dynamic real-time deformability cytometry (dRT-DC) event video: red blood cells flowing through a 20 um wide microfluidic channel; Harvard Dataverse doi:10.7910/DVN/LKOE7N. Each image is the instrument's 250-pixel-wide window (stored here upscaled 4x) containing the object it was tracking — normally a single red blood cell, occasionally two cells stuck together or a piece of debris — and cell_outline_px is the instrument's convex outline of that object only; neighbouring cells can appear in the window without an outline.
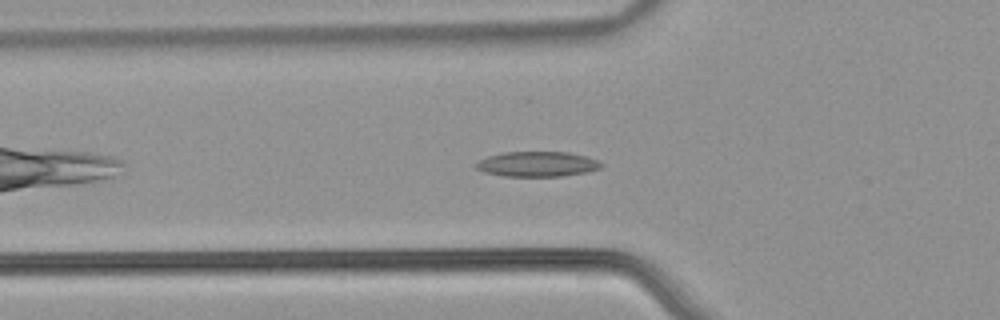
{"species": "common noctule bat (a hibernating species)", "species_latin": "Nyctalus noctula", "temperature_condition": "warm", "stored_images_in_passage": 22, "camera_frame_rate_fps": 3000, "um_per_image_px": 0.085, "animal": {"sex": "male", "body_mass_g": 21.5, "forearm_length_mm": 52.0}, "frame": {"image": 1, "passage_image": 7, "time_ms": 2.0, "image_size_px": [1000, 320], "cell_outline_px": [[604, 164], [600, 168], [588, 172], [560, 176], [504, 176], [484, 172], [476, 168], [472, 164], [488, 156], [504, 152], [568, 152], [600, 160]], "centroid_in_image_um": [45.67, 13.94], "position_along_channel_um": 80.1, "area_um2": 18.38}}
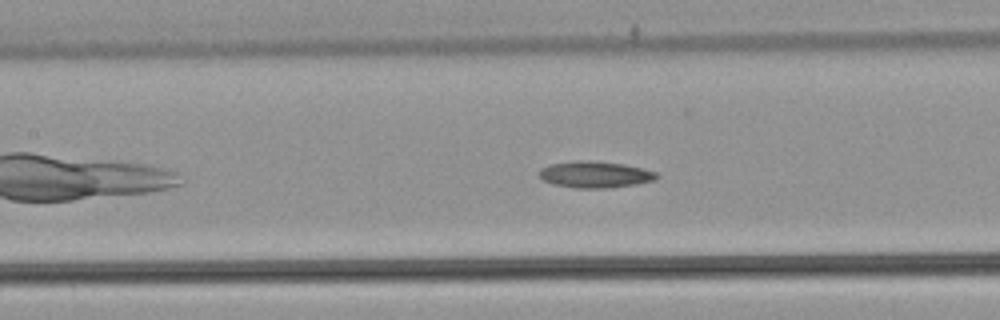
{"frame": {"image": 2, "passage_image": 13, "time_ms": 4.0, "image_size_px": [1000, 320], "cell_outline_px": [[660, 176], [656, 180], [636, 184], [608, 188], [576, 188], [552, 184], [544, 180], [540, 176], [540, 168], [552, 164], [576, 160], [580, 160], [624, 164], [656, 172]], "centroid_in_image_um": [50.6, 14.84], "position_along_channel_um": 156.8, "area_um2": 17.98}}
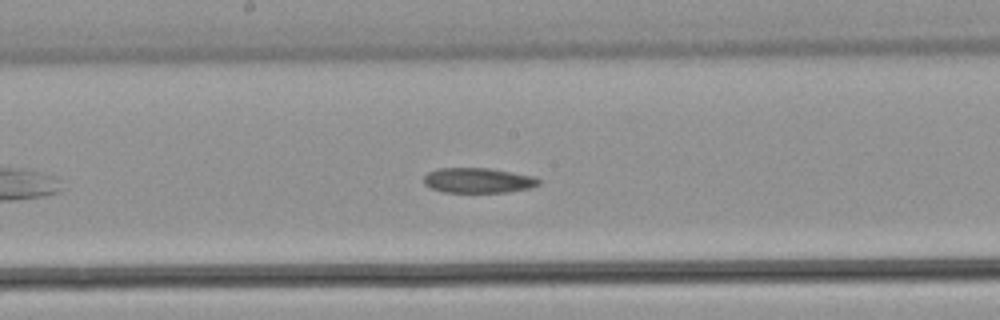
{"frame": {"image": 3, "passage_image": 17, "time_ms": 5.333, "image_size_px": [1000, 320], "cell_outline_px": [[540, 184], [532, 188], [504, 192], [444, 192], [432, 188], [424, 184], [424, 176], [428, 172], [440, 168], [488, 168], [532, 176], [540, 180]], "centroid_in_image_um": [40.63, 15.34], "position_along_channel_um": 207.6, "area_um2": 16.65}}